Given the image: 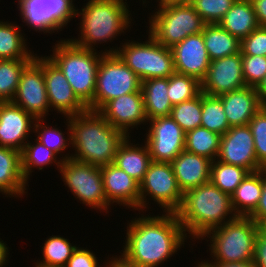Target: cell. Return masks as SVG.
I'll return each instance as SVG.
<instances>
[{
  "label": "cell",
  "instance_id": "cell-1",
  "mask_svg": "<svg viewBox=\"0 0 266 267\" xmlns=\"http://www.w3.org/2000/svg\"><path fill=\"white\" fill-rule=\"evenodd\" d=\"M164 214H142L129 222L121 253L126 261L139 267H158L180 250L187 239L183 226L175 213Z\"/></svg>",
  "mask_w": 266,
  "mask_h": 267
},
{
  "label": "cell",
  "instance_id": "cell-2",
  "mask_svg": "<svg viewBox=\"0 0 266 267\" xmlns=\"http://www.w3.org/2000/svg\"><path fill=\"white\" fill-rule=\"evenodd\" d=\"M69 121L71 147H74L75 153L62 155V160L72 158L99 167L111 164L119 146L128 137L108 123L98 111L87 110L70 116Z\"/></svg>",
  "mask_w": 266,
  "mask_h": 267
},
{
  "label": "cell",
  "instance_id": "cell-3",
  "mask_svg": "<svg viewBox=\"0 0 266 267\" xmlns=\"http://www.w3.org/2000/svg\"><path fill=\"white\" fill-rule=\"evenodd\" d=\"M175 214L186 236L190 234L188 236L193 239H200L209 231L237 217L231 196L211 181L185 191L181 206Z\"/></svg>",
  "mask_w": 266,
  "mask_h": 267
},
{
  "label": "cell",
  "instance_id": "cell-4",
  "mask_svg": "<svg viewBox=\"0 0 266 267\" xmlns=\"http://www.w3.org/2000/svg\"><path fill=\"white\" fill-rule=\"evenodd\" d=\"M83 7L81 12L76 9V15L82 16L81 36L70 39L80 47L93 50L96 43L111 42L131 25V13L124 0H88Z\"/></svg>",
  "mask_w": 266,
  "mask_h": 267
},
{
  "label": "cell",
  "instance_id": "cell-5",
  "mask_svg": "<svg viewBox=\"0 0 266 267\" xmlns=\"http://www.w3.org/2000/svg\"><path fill=\"white\" fill-rule=\"evenodd\" d=\"M96 50L80 47L70 39H64L55 44L53 55L48 56L63 72L77 97L91 111H94L97 69L104 54H98Z\"/></svg>",
  "mask_w": 266,
  "mask_h": 267
},
{
  "label": "cell",
  "instance_id": "cell-6",
  "mask_svg": "<svg viewBox=\"0 0 266 267\" xmlns=\"http://www.w3.org/2000/svg\"><path fill=\"white\" fill-rule=\"evenodd\" d=\"M260 227L250 217L237 216L206 233L201 239L210 238L209 249L213 259L209 262L252 261Z\"/></svg>",
  "mask_w": 266,
  "mask_h": 267
},
{
  "label": "cell",
  "instance_id": "cell-7",
  "mask_svg": "<svg viewBox=\"0 0 266 267\" xmlns=\"http://www.w3.org/2000/svg\"><path fill=\"white\" fill-rule=\"evenodd\" d=\"M121 47L106 49L104 53H116L141 82L147 79L170 77L175 73L171 48L158 43L150 34L148 40L143 43L127 40Z\"/></svg>",
  "mask_w": 266,
  "mask_h": 267
},
{
  "label": "cell",
  "instance_id": "cell-8",
  "mask_svg": "<svg viewBox=\"0 0 266 267\" xmlns=\"http://www.w3.org/2000/svg\"><path fill=\"white\" fill-rule=\"evenodd\" d=\"M159 1V2H158ZM158 11L149 17V33L158 43L172 48L187 36L203 31L201 16L192 5L157 0Z\"/></svg>",
  "mask_w": 266,
  "mask_h": 267
},
{
  "label": "cell",
  "instance_id": "cell-9",
  "mask_svg": "<svg viewBox=\"0 0 266 267\" xmlns=\"http://www.w3.org/2000/svg\"><path fill=\"white\" fill-rule=\"evenodd\" d=\"M133 92H142L139 77L116 53H104L96 74L94 111L110 100Z\"/></svg>",
  "mask_w": 266,
  "mask_h": 267
},
{
  "label": "cell",
  "instance_id": "cell-10",
  "mask_svg": "<svg viewBox=\"0 0 266 267\" xmlns=\"http://www.w3.org/2000/svg\"><path fill=\"white\" fill-rule=\"evenodd\" d=\"M59 172L64 185L68 186L76 199L92 209L108 212L110 204L106 200L99 166L70 158L63 160Z\"/></svg>",
  "mask_w": 266,
  "mask_h": 267
},
{
  "label": "cell",
  "instance_id": "cell-11",
  "mask_svg": "<svg viewBox=\"0 0 266 267\" xmlns=\"http://www.w3.org/2000/svg\"><path fill=\"white\" fill-rule=\"evenodd\" d=\"M146 196L164 208L163 213H175L180 208L183 192L179 188L171 163L152 161L149 164L140 183L139 211L143 212L147 207Z\"/></svg>",
  "mask_w": 266,
  "mask_h": 267
},
{
  "label": "cell",
  "instance_id": "cell-12",
  "mask_svg": "<svg viewBox=\"0 0 266 267\" xmlns=\"http://www.w3.org/2000/svg\"><path fill=\"white\" fill-rule=\"evenodd\" d=\"M73 0H18L22 22L38 32L51 34L76 16Z\"/></svg>",
  "mask_w": 266,
  "mask_h": 267
},
{
  "label": "cell",
  "instance_id": "cell-13",
  "mask_svg": "<svg viewBox=\"0 0 266 267\" xmlns=\"http://www.w3.org/2000/svg\"><path fill=\"white\" fill-rule=\"evenodd\" d=\"M12 102L35 119H45L50 109L44 74L42 56L35 54L34 59L24 68Z\"/></svg>",
  "mask_w": 266,
  "mask_h": 267
},
{
  "label": "cell",
  "instance_id": "cell-14",
  "mask_svg": "<svg viewBox=\"0 0 266 267\" xmlns=\"http://www.w3.org/2000/svg\"><path fill=\"white\" fill-rule=\"evenodd\" d=\"M150 127L146 133L145 144L151 160L171 163L185 150V132L171 116L156 117L148 120Z\"/></svg>",
  "mask_w": 266,
  "mask_h": 267
},
{
  "label": "cell",
  "instance_id": "cell-15",
  "mask_svg": "<svg viewBox=\"0 0 266 267\" xmlns=\"http://www.w3.org/2000/svg\"><path fill=\"white\" fill-rule=\"evenodd\" d=\"M42 69L50 108L67 117L75 116L88 110L77 97L63 72L48 57H42Z\"/></svg>",
  "mask_w": 266,
  "mask_h": 267
},
{
  "label": "cell",
  "instance_id": "cell-16",
  "mask_svg": "<svg viewBox=\"0 0 266 267\" xmlns=\"http://www.w3.org/2000/svg\"><path fill=\"white\" fill-rule=\"evenodd\" d=\"M216 160L242 167L250 173L261 170L255 154L252 132L248 125L232 126L221 136Z\"/></svg>",
  "mask_w": 266,
  "mask_h": 267
},
{
  "label": "cell",
  "instance_id": "cell-17",
  "mask_svg": "<svg viewBox=\"0 0 266 267\" xmlns=\"http://www.w3.org/2000/svg\"><path fill=\"white\" fill-rule=\"evenodd\" d=\"M246 87L243 76L241 51L210 62L201 91L209 96L222 94Z\"/></svg>",
  "mask_w": 266,
  "mask_h": 267
},
{
  "label": "cell",
  "instance_id": "cell-18",
  "mask_svg": "<svg viewBox=\"0 0 266 267\" xmlns=\"http://www.w3.org/2000/svg\"><path fill=\"white\" fill-rule=\"evenodd\" d=\"M98 112L114 128L130 135L129 128L148 122L142 92L128 93L106 102Z\"/></svg>",
  "mask_w": 266,
  "mask_h": 267
},
{
  "label": "cell",
  "instance_id": "cell-19",
  "mask_svg": "<svg viewBox=\"0 0 266 267\" xmlns=\"http://www.w3.org/2000/svg\"><path fill=\"white\" fill-rule=\"evenodd\" d=\"M35 118L12 101L0 102V146L22 151ZM32 129V130H31Z\"/></svg>",
  "mask_w": 266,
  "mask_h": 267
},
{
  "label": "cell",
  "instance_id": "cell-20",
  "mask_svg": "<svg viewBox=\"0 0 266 267\" xmlns=\"http://www.w3.org/2000/svg\"><path fill=\"white\" fill-rule=\"evenodd\" d=\"M175 72L197 78H205L211 60L209 59L202 32L189 35L172 48Z\"/></svg>",
  "mask_w": 266,
  "mask_h": 267
},
{
  "label": "cell",
  "instance_id": "cell-21",
  "mask_svg": "<svg viewBox=\"0 0 266 267\" xmlns=\"http://www.w3.org/2000/svg\"><path fill=\"white\" fill-rule=\"evenodd\" d=\"M100 170L107 202L139 210L140 184L113 163Z\"/></svg>",
  "mask_w": 266,
  "mask_h": 267
},
{
  "label": "cell",
  "instance_id": "cell-22",
  "mask_svg": "<svg viewBox=\"0 0 266 267\" xmlns=\"http://www.w3.org/2000/svg\"><path fill=\"white\" fill-rule=\"evenodd\" d=\"M171 164L183 193L210 181L212 160L207 157L184 150Z\"/></svg>",
  "mask_w": 266,
  "mask_h": 267
},
{
  "label": "cell",
  "instance_id": "cell-23",
  "mask_svg": "<svg viewBox=\"0 0 266 267\" xmlns=\"http://www.w3.org/2000/svg\"><path fill=\"white\" fill-rule=\"evenodd\" d=\"M218 97L222 100L230 127L248 125L260 110V100L255 87L246 86Z\"/></svg>",
  "mask_w": 266,
  "mask_h": 267
},
{
  "label": "cell",
  "instance_id": "cell-24",
  "mask_svg": "<svg viewBox=\"0 0 266 267\" xmlns=\"http://www.w3.org/2000/svg\"><path fill=\"white\" fill-rule=\"evenodd\" d=\"M28 182L22 172L21 152L0 146V192L9 197L25 194Z\"/></svg>",
  "mask_w": 266,
  "mask_h": 267
},
{
  "label": "cell",
  "instance_id": "cell-25",
  "mask_svg": "<svg viewBox=\"0 0 266 267\" xmlns=\"http://www.w3.org/2000/svg\"><path fill=\"white\" fill-rule=\"evenodd\" d=\"M129 138L119 146L113 164L140 184L152 160L146 144L142 147L137 146L140 144L133 145Z\"/></svg>",
  "mask_w": 266,
  "mask_h": 267
},
{
  "label": "cell",
  "instance_id": "cell-26",
  "mask_svg": "<svg viewBox=\"0 0 266 267\" xmlns=\"http://www.w3.org/2000/svg\"><path fill=\"white\" fill-rule=\"evenodd\" d=\"M263 191V169L249 173L231 195L237 216L249 217L259 204Z\"/></svg>",
  "mask_w": 266,
  "mask_h": 267
},
{
  "label": "cell",
  "instance_id": "cell-27",
  "mask_svg": "<svg viewBox=\"0 0 266 267\" xmlns=\"http://www.w3.org/2000/svg\"><path fill=\"white\" fill-rule=\"evenodd\" d=\"M218 24L240 41L260 26L250 0H236Z\"/></svg>",
  "mask_w": 266,
  "mask_h": 267
},
{
  "label": "cell",
  "instance_id": "cell-28",
  "mask_svg": "<svg viewBox=\"0 0 266 267\" xmlns=\"http://www.w3.org/2000/svg\"><path fill=\"white\" fill-rule=\"evenodd\" d=\"M168 77L147 79L141 82L147 120L170 116L173 105L167 95Z\"/></svg>",
  "mask_w": 266,
  "mask_h": 267
},
{
  "label": "cell",
  "instance_id": "cell-29",
  "mask_svg": "<svg viewBox=\"0 0 266 267\" xmlns=\"http://www.w3.org/2000/svg\"><path fill=\"white\" fill-rule=\"evenodd\" d=\"M202 34L211 61L240 52L241 41L219 24H205Z\"/></svg>",
  "mask_w": 266,
  "mask_h": 267
},
{
  "label": "cell",
  "instance_id": "cell-30",
  "mask_svg": "<svg viewBox=\"0 0 266 267\" xmlns=\"http://www.w3.org/2000/svg\"><path fill=\"white\" fill-rule=\"evenodd\" d=\"M19 25L0 21V59L33 60ZM27 47V48H26Z\"/></svg>",
  "mask_w": 266,
  "mask_h": 267
},
{
  "label": "cell",
  "instance_id": "cell-31",
  "mask_svg": "<svg viewBox=\"0 0 266 267\" xmlns=\"http://www.w3.org/2000/svg\"><path fill=\"white\" fill-rule=\"evenodd\" d=\"M221 135L203 127L185 133V151L214 161L219 153Z\"/></svg>",
  "mask_w": 266,
  "mask_h": 267
},
{
  "label": "cell",
  "instance_id": "cell-32",
  "mask_svg": "<svg viewBox=\"0 0 266 267\" xmlns=\"http://www.w3.org/2000/svg\"><path fill=\"white\" fill-rule=\"evenodd\" d=\"M34 140L36 141L35 144L27 141L21 151L22 172L27 182L30 178L29 176L33 172L32 168L36 167L39 170H42L44 166L56 163L57 168L60 169L63 162L62 159L57 161V156H55L57 154L54 151L48 149L37 139Z\"/></svg>",
  "mask_w": 266,
  "mask_h": 267
},
{
  "label": "cell",
  "instance_id": "cell-33",
  "mask_svg": "<svg viewBox=\"0 0 266 267\" xmlns=\"http://www.w3.org/2000/svg\"><path fill=\"white\" fill-rule=\"evenodd\" d=\"M249 173L242 167L214 160L211 164L210 181L231 196Z\"/></svg>",
  "mask_w": 266,
  "mask_h": 267
},
{
  "label": "cell",
  "instance_id": "cell-34",
  "mask_svg": "<svg viewBox=\"0 0 266 267\" xmlns=\"http://www.w3.org/2000/svg\"><path fill=\"white\" fill-rule=\"evenodd\" d=\"M77 246L61 236H50L46 239L43 247V259L35 262V267H65L68 259L72 256Z\"/></svg>",
  "mask_w": 266,
  "mask_h": 267
},
{
  "label": "cell",
  "instance_id": "cell-35",
  "mask_svg": "<svg viewBox=\"0 0 266 267\" xmlns=\"http://www.w3.org/2000/svg\"><path fill=\"white\" fill-rule=\"evenodd\" d=\"M32 60L0 59V102L12 101L20 76Z\"/></svg>",
  "mask_w": 266,
  "mask_h": 267
},
{
  "label": "cell",
  "instance_id": "cell-36",
  "mask_svg": "<svg viewBox=\"0 0 266 267\" xmlns=\"http://www.w3.org/2000/svg\"><path fill=\"white\" fill-rule=\"evenodd\" d=\"M201 127L221 136L231 128L224 113L222 100L218 96H209L202 92Z\"/></svg>",
  "mask_w": 266,
  "mask_h": 267
},
{
  "label": "cell",
  "instance_id": "cell-37",
  "mask_svg": "<svg viewBox=\"0 0 266 267\" xmlns=\"http://www.w3.org/2000/svg\"><path fill=\"white\" fill-rule=\"evenodd\" d=\"M168 97L176 105L197 97L201 91V82L192 76L173 73L168 77Z\"/></svg>",
  "mask_w": 266,
  "mask_h": 267
},
{
  "label": "cell",
  "instance_id": "cell-38",
  "mask_svg": "<svg viewBox=\"0 0 266 267\" xmlns=\"http://www.w3.org/2000/svg\"><path fill=\"white\" fill-rule=\"evenodd\" d=\"M170 116L185 133L201 127L202 92L191 100L173 105Z\"/></svg>",
  "mask_w": 266,
  "mask_h": 267
},
{
  "label": "cell",
  "instance_id": "cell-39",
  "mask_svg": "<svg viewBox=\"0 0 266 267\" xmlns=\"http://www.w3.org/2000/svg\"><path fill=\"white\" fill-rule=\"evenodd\" d=\"M42 121V122H41ZM44 119H36L34 123V131L33 133H37V140L41 142L43 145H45L48 149L54 151L56 154H60V152L65 151L66 148H69L68 146L72 143L71 138V124L69 121V117H67V129L69 130L67 137L65 138V134L61 132L60 129L54 128V126L47 127L46 124L44 125L43 122ZM69 140V141H68ZM68 142V143H67Z\"/></svg>",
  "mask_w": 266,
  "mask_h": 267
},
{
  "label": "cell",
  "instance_id": "cell-40",
  "mask_svg": "<svg viewBox=\"0 0 266 267\" xmlns=\"http://www.w3.org/2000/svg\"><path fill=\"white\" fill-rule=\"evenodd\" d=\"M236 0H195L191 5L205 24H218Z\"/></svg>",
  "mask_w": 266,
  "mask_h": 267
},
{
  "label": "cell",
  "instance_id": "cell-41",
  "mask_svg": "<svg viewBox=\"0 0 266 267\" xmlns=\"http://www.w3.org/2000/svg\"><path fill=\"white\" fill-rule=\"evenodd\" d=\"M252 132L255 154L261 169H266V113L261 109L249 121Z\"/></svg>",
  "mask_w": 266,
  "mask_h": 267
},
{
  "label": "cell",
  "instance_id": "cell-42",
  "mask_svg": "<svg viewBox=\"0 0 266 267\" xmlns=\"http://www.w3.org/2000/svg\"><path fill=\"white\" fill-rule=\"evenodd\" d=\"M246 86L256 87L266 75V57L241 56Z\"/></svg>",
  "mask_w": 266,
  "mask_h": 267
},
{
  "label": "cell",
  "instance_id": "cell-43",
  "mask_svg": "<svg viewBox=\"0 0 266 267\" xmlns=\"http://www.w3.org/2000/svg\"><path fill=\"white\" fill-rule=\"evenodd\" d=\"M241 56L266 57V27L259 26L241 40Z\"/></svg>",
  "mask_w": 266,
  "mask_h": 267
},
{
  "label": "cell",
  "instance_id": "cell-44",
  "mask_svg": "<svg viewBox=\"0 0 266 267\" xmlns=\"http://www.w3.org/2000/svg\"><path fill=\"white\" fill-rule=\"evenodd\" d=\"M97 257L89 249L76 248L65 267H100Z\"/></svg>",
  "mask_w": 266,
  "mask_h": 267
},
{
  "label": "cell",
  "instance_id": "cell-45",
  "mask_svg": "<svg viewBox=\"0 0 266 267\" xmlns=\"http://www.w3.org/2000/svg\"><path fill=\"white\" fill-rule=\"evenodd\" d=\"M254 265L266 267V232L260 227L255 241Z\"/></svg>",
  "mask_w": 266,
  "mask_h": 267
},
{
  "label": "cell",
  "instance_id": "cell-46",
  "mask_svg": "<svg viewBox=\"0 0 266 267\" xmlns=\"http://www.w3.org/2000/svg\"><path fill=\"white\" fill-rule=\"evenodd\" d=\"M258 225L266 220V169H263V191L255 211L249 216Z\"/></svg>",
  "mask_w": 266,
  "mask_h": 267
},
{
  "label": "cell",
  "instance_id": "cell-47",
  "mask_svg": "<svg viewBox=\"0 0 266 267\" xmlns=\"http://www.w3.org/2000/svg\"><path fill=\"white\" fill-rule=\"evenodd\" d=\"M260 26L266 27V0H250Z\"/></svg>",
  "mask_w": 266,
  "mask_h": 267
},
{
  "label": "cell",
  "instance_id": "cell-48",
  "mask_svg": "<svg viewBox=\"0 0 266 267\" xmlns=\"http://www.w3.org/2000/svg\"><path fill=\"white\" fill-rule=\"evenodd\" d=\"M209 260L204 262L212 267H256L253 260L247 262H209Z\"/></svg>",
  "mask_w": 266,
  "mask_h": 267
},
{
  "label": "cell",
  "instance_id": "cell-49",
  "mask_svg": "<svg viewBox=\"0 0 266 267\" xmlns=\"http://www.w3.org/2000/svg\"><path fill=\"white\" fill-rule=\"evenodd\" d=\"M104 267H139V266L129 263L122 256L115 258L113 256L110 261H107V263L105 262Z\"/></svg>",
  "mask_w": 266,
  "mask_h": 267
},
{
  "label": "cell",
  "instance_id": "cell-50",
  "mask_svg": "<svg viewBox=\"0 0 266 267\" xmlns=\"http://www.w3.org/2000/svg\"><path fill=\"white\" fill-rule=\"evenodd\" d=\"M0 239V267H4L3 265H6L8 255H9V250L5 242Z\"/></svg>",
  "mask_w": 266,
  "mask_h": 267
},
{
  "label": "cell",
  "instance_id": "cell-51",
  "mask_svg": "<svg viewBox=\"0 0 266 267\" xmlns=\"http://www.w3.org/2000/svg\"><path fill=\"white\" fill-rule=\"evenodd\" d=\"M255 90L258 94L259 100H261L263 97H266V75L255 87Z\"/></svg>",
  "mask_w": 266,
  "mask_h": 267
},
{
  "label": "cell",
  "instance_id": "cell-52",
  "mask_svg": "<svg viewBox=\"0 0 266 267\" xmlns=\"http://www.w3.org/2000/svg\"><path fill=\"white\" fill-rule=\"evenodd\" d=\"M161 2L173 3V4H187L191 5L195 0H160Z\"/></svg>",
  "mask_w": 266,
  "mask_h": 267
},
{
  "label": "cell",
  "instance_id": "cell-53",
  "mask_svg": "<svg viewBox=\"0 0 266 267\" xmlns=\"http://www.w3.org/2000/svg\"><path fill=\"white\" fill-rule=\"evenodd\" d=\"M260 109L266 113V97H263L261 100H260Z\"/></svg>",
  "mask_w": 266,
  "mask_h": 267
},
{
  "label": "cell",
  "instance_id": "cell-54",
  "mask_svg": "<svg viewBox=\"0 0 266 267\" xmlns=\"http://www.w3.org/2000/svg\"><path fill=\"white\" fill-rule=\"evenodd\" d=\"M196 267H212V266H209L204 261H201V262L198 263V266H196Z\"/></svg>",
  "mask_w": 266,
  "mask_h": 267
},
{
  "label": "cell",
  "instance_id": "cell-55",
  "mask_svg": "<svg viewBox=\"0 0 266 267\" xmlns=\"http://www.w3.org/2000/svg\"><path fill=\"white\" fill-rule=\"evenodd\" d=\"M260 226L266 232V220Z\"/></svg>",
  "mask_w": 266,
  "mask_h": 267
}]
</instances>
